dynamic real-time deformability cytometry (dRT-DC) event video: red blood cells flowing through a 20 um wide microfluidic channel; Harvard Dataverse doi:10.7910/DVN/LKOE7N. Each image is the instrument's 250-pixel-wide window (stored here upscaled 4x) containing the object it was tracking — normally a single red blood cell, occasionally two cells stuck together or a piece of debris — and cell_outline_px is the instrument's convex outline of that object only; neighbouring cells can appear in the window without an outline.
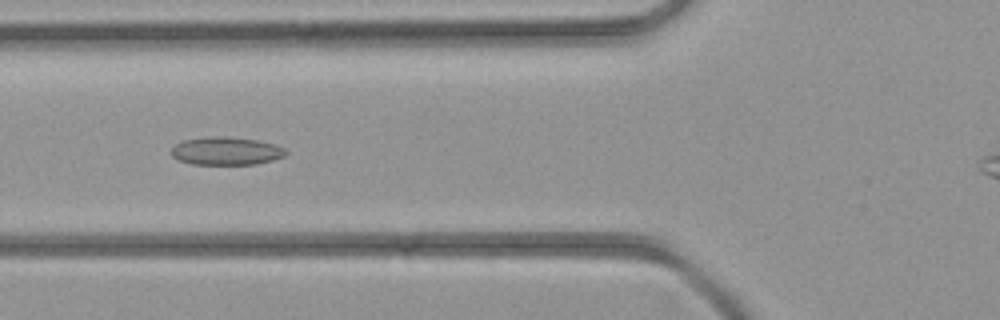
{"species": "common noctule bat (a hibernating species)", "species_latin": "Nyctalus noctula", "temperature_condition": "room temperature", "stored_images_in_passage": 35, "camera_frame_rate_fps": 3000, "um_per_image_px": 0.085, "animal": {"sex": "female", "body_mass_g": 21.9}, "frame": {"image": 1, "passage_image": 8, "time_ms": 2.333, "image_size_px": [1000, 320], "cell_outline_px": [[288, 152], [284, 156], [272, 160], [256, 164], [192, 164], [176, 160], [172, 156], [172, 148], [176, 144], [184, 140], [208, 136], [228, 136], [256, 140], [276, 144], [284, 148]], "centroid_in_image_um": [19.22, 12.83], "position_along_channel_um": 106.6, "area_um2": 18.79}}
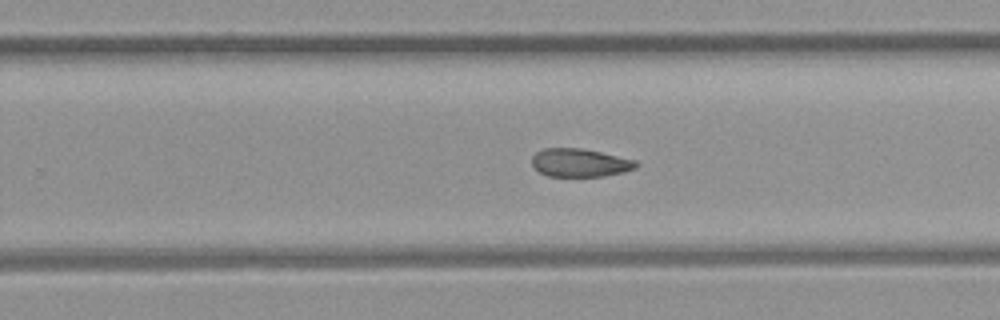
{"frame": {"image": 2, "passage_image": 19, "time_ms": 6.0, "image_size_px": [1000, 320], "cell_outline_px": [[640, 164], [636, 168], [624, 172], [604, 176], [548, 176], [540, 172], [532, 164], [532, 156], [536, 152], [544, 148], [580, 148], [600, 152], [636, 160]], "centroid_in_image_um": [49.31, 13.83], "position_along_channel_um": 280.5, "area_um2": 17.11}}
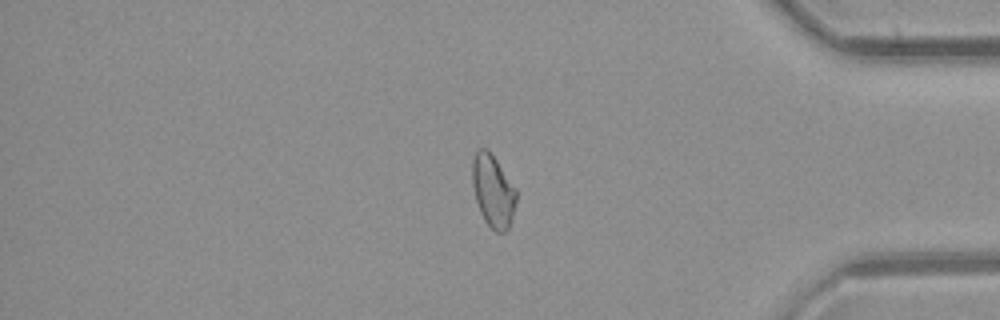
{"frame": {"image": 3, "passage_image": 28, "time_ms": 9.0, "image_size_px": [1000, 320], "cell_outline_px": [[516, 200], [512, 216], [508, 228], [504, 232], [496, 232], [484, 220], [480, 212], [476, 200], [472, 184], [472, 156], [476, 148], [484, 148], [496, 160], [516, 188]], "centroid_in_image_um": [41.88, 16.21], "position_along_channel_um": 393.3, "area_um2": 18.38}}